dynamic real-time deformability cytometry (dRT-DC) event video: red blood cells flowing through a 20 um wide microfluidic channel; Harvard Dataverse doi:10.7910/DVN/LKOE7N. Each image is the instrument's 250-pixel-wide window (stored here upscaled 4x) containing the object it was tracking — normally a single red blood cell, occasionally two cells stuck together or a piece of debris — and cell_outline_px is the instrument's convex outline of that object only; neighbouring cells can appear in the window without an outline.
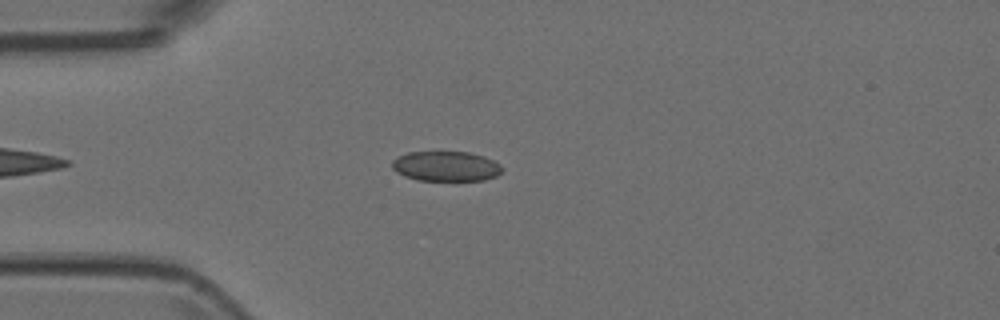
{"species": "Egyptian fruit bat (a non-hibernating species)", "species_latin": "Rousettus aegyptiacus", "temperature_condition": "room temperature", "stored_images_in_passage": 3, "camera_frame_rate_fps": 3000, "um_per_image_px": 0.085, "animal": {"sex": "female"}, "frame": {"image": 1, "passage_image": 3, "time_ms": 0.667, "image_size_px": [1000, 320], "cell_outline_px": [[504, 168], [496, 176], [484, 180], [420, 180], [404, 176], [396, 172], [392, 168], [392, 160], [408, 152], [468, 152], [484, 156], [500, 164]], "centroid_in_image_um": [37.91, 14.13], "position_along_channel_um": 47.1, "area_um2": 19.13}}